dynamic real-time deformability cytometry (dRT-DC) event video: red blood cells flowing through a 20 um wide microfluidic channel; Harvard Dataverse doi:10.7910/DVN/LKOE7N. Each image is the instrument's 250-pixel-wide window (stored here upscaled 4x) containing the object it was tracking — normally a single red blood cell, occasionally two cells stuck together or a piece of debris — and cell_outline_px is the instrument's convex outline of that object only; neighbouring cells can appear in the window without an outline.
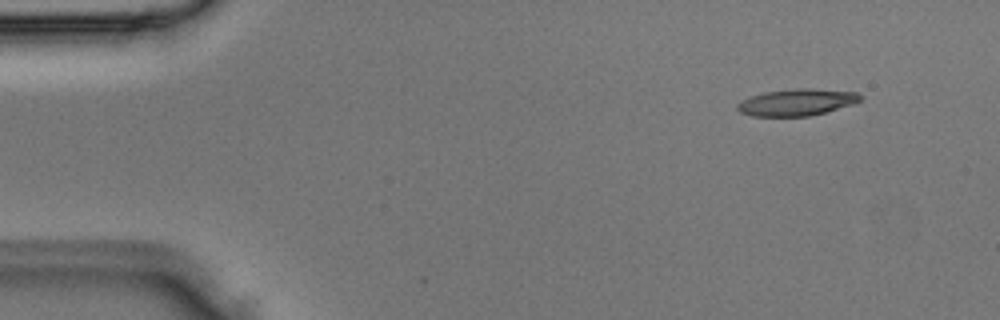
{"species": "Egyptian fruit bat (a non-hibernating species)", "species_latin": "Rousettus aegyptiacus", "temperature_condition": "room temperature", "stored_images_in_passage": 3, "camera_frame_rate_fps": 3000, "um_per_image_px": 0.085, "animal": {"sex": "male"}, "frame": {"image": 1, "passage_image": 1, "time_ms": 0.0, "image_size_px": [1000, 320], "cell_outline_px": [[864, 96], [860, 100], [852, 104], [824, 112], [808, 116], [752, 116], [740, 112], [736, 108], [736, 104], [752, 96], [764, 92], [796, 88], [808, 88], [856, 92]], "centroid_in_image_um": [67.72, 8.69], "position_along_channel_um": 17.3, "area_um2": 18.96}}